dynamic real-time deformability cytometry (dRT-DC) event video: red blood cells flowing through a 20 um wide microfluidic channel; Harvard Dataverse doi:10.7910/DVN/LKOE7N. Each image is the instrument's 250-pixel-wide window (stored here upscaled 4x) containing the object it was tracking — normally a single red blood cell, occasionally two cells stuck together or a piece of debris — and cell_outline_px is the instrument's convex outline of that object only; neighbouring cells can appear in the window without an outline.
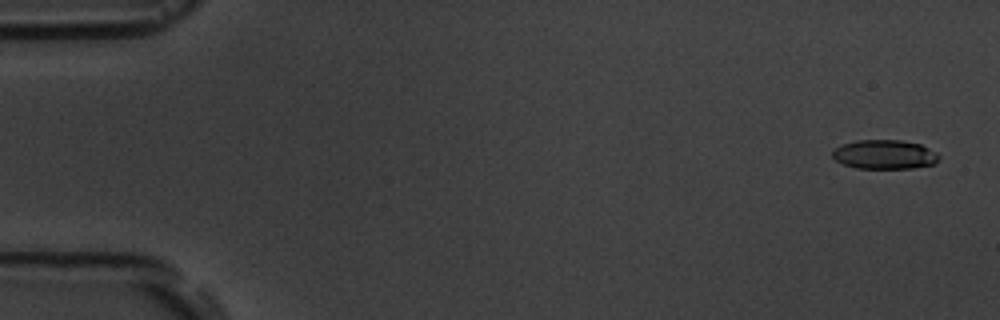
{"species": "common noctule bat (a hibernating species)", "species_latin": "Nyctalus noctula", "temperature_condition": "room temperature", "stored_images_in_passage": 5, "camera_frame_rate_fps": 3000, "um_per_image_px": 0.085, "animal": {"sex": "male", "body_mass_g": 19.5, "forearm_length_mm": 54.6}, "frame": {"image": 1, "passage_image": 1, "time_ms": 0.0, "image_size_px": [1000, 320], "cell_outline_px": [[940, 160], [932, 164], [912, 168], [856, 168], [844, 164], [836, 160], [832, 156], [832, 152], [836, 148], [844, 144], [856, 140], [900, 140], [920, 144], [936, 152], [940, 156]], "centroid_in_image_um": [75.2, 13.13], "position_along_channel_um": 9.8, "area_um2": 17.98}}
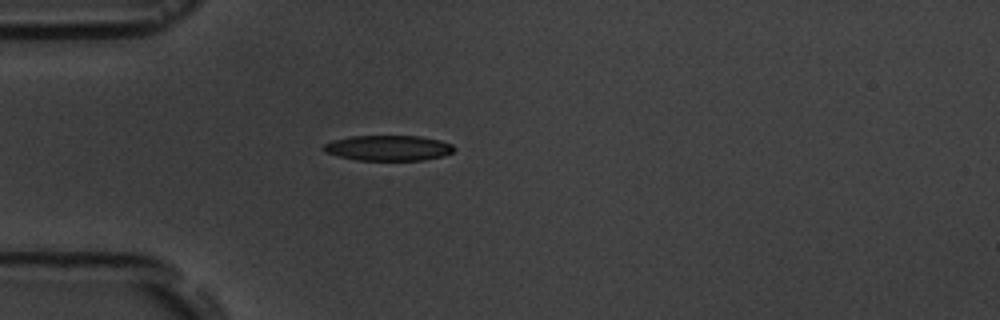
{"frame": {"image": 2, "passage_image": 5, "time_ms": 4.667, "image_size_px": [1000, 320], "cell_outline_px": [[456, 148], [452, 152], [444, 156], [424, 160], [356, 160], [324, 152], [320, 148], [324, 144], [332, 140], [348, 136], [420, 136], [440, 140], [452, 144]], "centroid_in_image_um": [32.99, 12.57], "position_along_channel_um": 52.0, "area_um2": 19.48}}